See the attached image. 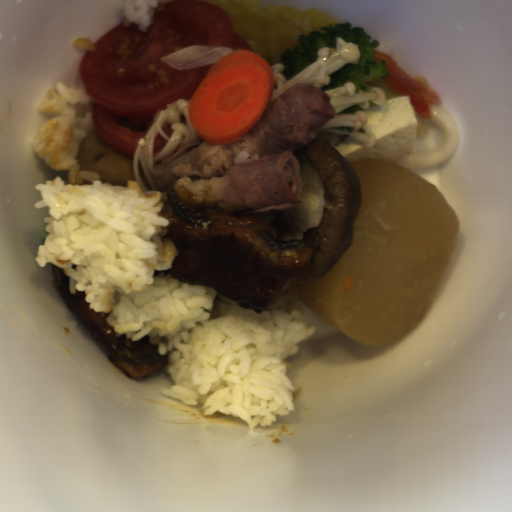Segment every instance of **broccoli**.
<instances>
[{
	"label": "broccoli",
	"mask_w": 512,
	"mask_h": 512,
	"mask_svg": "<svg viewBox=\"0 0 512 512\" xmlns=\"http://www.w3.org/2000/svg\"><path fill=\"white\" fill-rule=\"evenodd\" d=\"M342 38L345 43L357 44L359 50L358 63L352 62L340 67L330 74V81L321 89L342 87L351 81L356 93H368L372 87L381 86L388 78L387 62L383 59L377 63L375 49L380 41L373 39L363 28L352 23L340 22L329 26H320V30L308 34H299L297 45L292 50H286L278 59V65L283 66L282 75L286 80L304 70L317 60L318 51L322 48L336 49V41Z\"/></svg>",
	"instance_id": "obj_1"
},
{
	"label": "broccoli",
	"mask_w": 512,
	"mask_h": 512,
	"mask_svg": "<svg viewBox=\"0 0 512 512\" xmlns=\"http://www.w3.org/2000/svg\"><path fill=\"white\" fill-rule=\"evenodd\" d=\"M365 108H361L357 105H352L351 107L347 108L346 110L340 112L339 114L337 115H349V114H356L357 112L359 111H363L364 112Z\"/></svg>",
	"instance_id": "obj_2"
}]
</instances>
